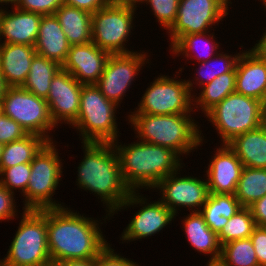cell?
Masks as SVG:
<instances>
[{
    "mask_svg": "<svg viewBox=\"0 0 266 266\" xmlns=\"http://www.w3.org/2000/svg\"><path fill=\"white\" fill-rule=\"evenodd\" d=\"M47 209V239L51 260L93 259L109 244L99 220L68 208Z\"/></svg>",
    "mask_w": 266,
    "mask_h": 266,
    "instance_id": "obj_1",
    "label": "cell"
},
{
    "mask_svg": "<svg viewBox=\"0 0 266 266\" xmlns=\"http://www.w3.org/2000/svg\"><path fill=\"white\" fill-rule=\"evenodd\" d=\"M84 158L77 167L79 188L99 196L106 205L104 221L113 216L131 194L124 182L117 153L112 143L84 142ZM109 216V217H108Z\"/></svg>",
    "mask_w": 266,
    "mask_h": 266,
    "instance_id": "obj_2",
    "label": "cell"
},
{
    "mask_svg": "<svg viewBox=\"0 0 266 266\" xmlns=\"http://www.w3.org/2000/svg\"><path fill=\"white\" fill-rule=\"evenodd\" d=\"M119 143L117 140L112 145L124 182L131 191L151 190L163 178L183 168L182 158L170 148L141 140L128 145Z\"/></svg>",
    "mask_w": 266,
    "mask_h": 266,
    "instance_id": "obj_3",
    "label": "cell"
},
{
    "mask_svg": "<svg viewBox=\"0 0 266 266\" xmlns=\"http://www.w3.org/2000/svg\"><path fill=\"white\" fill-rule=\"evenodd\" d=\"M191 116L131 113L127 117L138 140L170 148L180 157L183 154L186 157V154L189 155L204 143L201 126Z\"/></svg>",
    "mask_w": 266,
    "mask_h": 266,
    "instance_id": "obj_4",
    "label": "cell"
},
{
    "mask_svg": "<svg viewBox=\"0 0 266 266\" xmlns=\"http://www.w3.org/2000/svg\"><path fill=\"white\" fill-rule=\"evenodd\" d=\"M119 106L108 100L95 85H83L80 94V110L71 125L79 131L82 142L113 143L120 136L116 121Z\"/></svg>",
    "mask_w": 266,
    "mask_h": 266,
    "instance_id": "obj_5",
    "label": "cell"
},
{
    "mask_svg": "<svg viewBox=\"0 0 266 266\" xmlns=\"http://www.w3.org/2000/svg\"><path fill=\"white\" fill-rule=\"evenodd\" d=\"M18 230L0 266H37L50 258L47 209L23 210Z\"/></svg>",
    "mask_w": 266,
    "mask_h": 266,
    "instance_id": "obj_6",
    "label": "cell"
},
{
    "mask_svg": "<svg viewBox=\"0 0 266 266\" xmlns=\"http://www.w3.org/2000/svg\"><path fill=\"white\" fill-rule=\"evenodd\" d=\"M54 141L47 142L30 163L31 175L22 210H43L65 207L53 197L62 179L63 163ZM54 199V201H53ZM56 201V202H55ZM58 202V203H57ZM60 203V204H59Z\"/></svg>",
    "mask_w": 266,
    "mask_h": 266,
    "instance_id": "obj_7",
    "label": "cell"
},
{
    "mask_svg": "<svg viewBox=\"0 0 266 266\" xmlns=\"http://www.w3.org/2000/svg\"><path fill=\"white\" fill-rule=\"evenodd\" d=\"M205 117L215 127L221 144H228L235 137L260 127L261 101L233 92L210 109Z\"/></svg>",
    "mask_w": 266,
    "mask_h": 266,
    "instance_id": "obj_8",
    "label": "cell"
},
{
    "mask_svg": "<svg viewBox=\"0 0 266 266\" xmlns=\"http://www.w3.org/2000/svg\"><path fill=\"white\" fill-rule=\"evenodd\" d=\"M0 105L1 112L21 125L27 134L42 136L48 142L53 141L49 134L57 126L52 121L44 98L21 86L7 87Z\"/></svg>",
    "mask_w": 266,
    "mask_h": 266,
    "instance_id": "obj_9",
    "label": "cell"
},
{
    "mask_svg": "<svg viewBox=\"0 0 266 266\" xmlns=\"http://www.w3.org/2000/svg\"><path fill=\"white\" fill-rule=\"evenodd\" d=\"M136 10L132 6L107 4L93 13L92 42L110 54L133 53L128 50L126 43L134 28Z\"/></svg>",
    "mask_w": 266,
    "mask_h": 266,
    "instance_id": "obj_10",
    "label": "cell"
},
{
    "mask_svg": "<svg viewBox=\"0 0 266 266\" xmlns=\"http://www.w3.org/2000/svg\"><path fill=\"white\" fill-rule=\"evenodd\" d=\"M159 75L145 90L137 108L130 113L152 115L191 114L193 94L187 81L176 75ZM177 77L179 79L177 80Z\"/></svg>",
    "mask_w": 266,
    "mask_h": 266,
    "instance_id": "obj_11",
    "label": "cell"
},
{
    "mask_svg": "<svg viewBox=\"0 0 266 266\" xmlns=\"http://www.w3.org/2000/svg\"><path fill=\"white\" fill-rule=\"evenodd\" d=\"M225 0H180L169 35L170 48L184 35L210 31L229 14Z\"/></svg>",
    "mask_w": 266,
    "mask_h": 266,
    "instance_id": "obj_12",
    "label": "cell"
},
{
    "mask_svg": "<svg viewBox=\"0 0 266 266\" xmlns=\"http://www.w3.org/2000/svg\"><path fill=\"white\" fill-rule=\"evenodd\" d=\"M146 200L148 199L143 194L141 196L138 191H132L125 202L115 212L117 214L120 210L128 207L131 208L134 205L138 207V204L141 206L140 210L133 215L127 227L124 228L120 238L122 242L128 243V241L133 242L139 239L142 240V238L147 239L149 236H154L161 230L163 231L164 227L170 225L172 220L174 221L176 215L160 200L150 201V203H147Z\"/></svg>",
    "mask_w": 266,
    "mask_h": 266,
    "instance_id": "obj_13",
    "label": "cell"
},
{
    "mask_svg": "<svg viewBox=\"0 0 266 266\" xmlns=\"http://www.w3.org/2000/svg\"><path fill=\"white\" fill-rule=\"evenodd\" d=\"M148 57L141 50L128 54H110L104 72L95 85L108 100L119 105L140 69L149 63Z\"/></svg>",
    "mask_w": 266,
    "mask_h": 266,
    "instance_id": "obj_14",
    "label": "cell"
},
{
    "mask_svg": "<svg viewBox=\"0 0 266 266\" xmlns=\"http://www.w3.org/2000/svg\"><path fill=\"white\" fill-rule=\"evenodd\" d=\"M180 173L179 170L169 174L153 189H156V192L158 189L161 195L159 200L175 215L180 207L188 208V210L191 208V212H200L209 195L207 180L187 175L177 176Z\"/></svg>",
    "mask_w": 266,
    "mask_h": 266,
    "instance_id": "obj_15",
    "label": "cell"
},
{
    "mask_svg": "<svg viewBox=\"0 0 266 266\" xmlns=\"http://www.w3.org/2000/svg\"><path fill=\"white\" fill-rule=\"evenodd\" d=\"M83 84L69 72L60 69L52 78L47 98L50 115L56 126L71 125L77 120L80 110V94Z\"/></svg>",
    "mask_w": 266,
    "mask_h": 266,
    "instance_id": "obj_16",
    "label": "cell"
},
{
    "mask_svg": "<svg viewBox=\"0 0 266 266\" xmlns=\"http://www.w3.org/2000/svg\"><path fill=\"white\" fill-rule=\"evenodd\" d=\"M110 56L92 41L86 44L71 45L61 66L83 85L96 84L104 72Z\"/></svg>",
    "mask_w": 266,
    "mask_h": 266,
    "instance_id": "obj_17",
    "label": "cell"
},
{
    "mask_svg": "<svg viewBox=\"0 0 266 266\" xmlns=\"http://www.w3.org/2000/svg\"><path fill=\"white\" fill-rule=\"evenodd\" d=\"M206 170L209 194H235L244 165L227 145L216 148Z\"/></svg>",
    "mask_w": 266,
    "mask_h": 266,
    "instance_id": "obj_18",
    "label": "cell"
},
{
    "mask_svg": "<svg viewBox=\"0 0 266 266\" xmlns=\"http://www.w3.org/2000/svg\"><path fill=\"white\" fill-rule=\"evenodd\" d=\"M9 12L0 7V43L34 47L38 38L42 15L12 7Z\"/></svg>",
    "mask_w": 266,
    "mask_h": 266,
    "instance_id": "obj_19",
    "label": "cell"
},
{
    "mask_svg": "<svg viewBox=\"0 0 266 266\" xmlns=\"http://www.w3.org/2000/svg\"><path fill=\"white\" fill-rule=\"evenodd\" d=\"M240 52L235 66V92L263 101L266 99V62L250 49Z\"/></svg>",
    "mask_w": 266,
    "mask_h": 266,
    "instance_id": "obj_20",
    "label": "cell"
},
{
    "mask_svg": "<svg viewBox=\"0 0 266 266\" xmlns=\"http://www.w3.org/2000/svg\"><path fill=\"white\" fill-rule=\"evenodd\" d=\"M36 55L32 46L0 43V71L8 87L23 85Z\"/></svg>",
    "mask_w": 266,
    "mask_h": 266,
    "instance_id": "obj_21",
    "label": "cell"
},
{
    "mask_svg": "<svg viewBox=\"0 0 266 266\" xmlns=\"http://www.w3.org/2000/svg\"><path fill=\"white\" fill-rule=\"evenodd\" d=\"M70 46L55 14L42 15L38 38L34 46L37 55L55 61L62 66Z\"/></svg>",
    "mask_w": 266,
    "mask_h": 266,
    "instance_id": "obj_22",
    "label": "cell"
},
{
    "mask_svg": "<svg viewBox=\"0 0 266 266\" xmlns=\"http://www.w3.org/2000/svg\"><path fill=\"white\" fill-rule=\"evenodd\" d=\"M185 235L189 245L203 253L205 256L210 254V260H217L221 257V245L218 235L213 232L206 224L200 212H190L182 221Z\"/></svg>",
    "mask_w": 266,
    "mask_h": 266,
    "instance_id": "obj_23",
    "label": "cell"
},
{
    "mask_svg": "<svg viewBox=\"0 0 266 266\" xmlns=\"http://www.w3.org/2000/svg\"><path fill=\"white\" fill-rule=\"evenodd\" d=\"M227 145L244 167L266 169V130L261 126L235 137Z\"/></svg>",
    "mask_w": 266,
    "mask_h": 266,
    "instance_id": "obj_24",
    "label": "cell"
},
{
    "mask_svg": "<svg viewBox=\"0 0 266 266\" xmlns=\"http://www.w3.org/2000/svg\"><path fill=\"white\" fill-rule=\"evenodd\" d=\"M55 16L70 45L86 44L92 41V14L63 4L56 10Z\"/></svg>",
    "mask_w": 266,
    "mask_h": 266,
    "instance_id": "obj_25",
    "label": "cell"
},
{
    "mask_svg": "<svg viewBox=\"0 0 266 266\" xmlns=\"http://www.w3.org/2000/svg\"><path fill=\"white\" fill-rule=\"evenodd\" d=\"M242 207L235 194H209L200 213L208 227L218 235L228 219Z\"/></svg>",
    "mask_w": 266,
    "mask_h": 266,
    "instance_id": "obj_26",
    "label": "cell"
},
{
    "mask_svg": "<svg viewBox=\"0 0 266 266\" xmlns=\"http://www.w3.org/2000/svg\"><path fill=\"white\" fill-rule=\"evenodd\" d=\"M214 34L207 31L204 33L184 35L169 50L173 53L172 55H177V57L182 54L186 58L197 59V64L206 62L218 53L217 49H220L219 42L214 40L216 39ZM198 44L201 45L199 46ZM198 46L201 48L200 50L197 49ZM196 50H199L198 55H192Z\"/></svg>",
    "mask_w": 266,
    "mask_h": 266,
    "instance_id": "obj_27",
    "label": "cell"
},
{
    "mask_svg": "<svg viewBox=\"0 0 266 266\" xmlns=\"http://www.w3.org/2000/svg\"><path fill=\"white\" fill-rule=\"evenodd\" d=\"M47 142L42 136L27 134L19 140L4 144L0 169H6L18 164L31 163L35 155Z\"/></svg>",
    "mask_w": 266,
    "mask_h": 266,
    "instance_id": "obj_28",
    "label": "cell"
},
{
    "mask_svg": "<svg viewBox=\"0 0 266 266\" xmlns=\"http://www.w3.org/2000/svg\"><path fill=\"white\" fill-rule=\"evenodd\" d=\"M236 72H227L201 87L199 95H193V108L204 115L229 94L235 92ZM199 108V109H198Z\"/></svg>",
    "mask_w": 266,
    "mask_h": 266,
    "instance_id": "obj_29",
    "label": "cell"
},
{
    "mask_svg": "<svg viewBox=\"0 0 266 266\" xmlns=\"http://www.w3.org/2000/svg\"><path fill=\"white\" fill-rule=\"evenodd\" d=\"M61 69V66L48 58L36 55L31 63L26 81L21 86L23 89L46 99L52 78Z\"/></svg>",
    "mask_w": 266,
    "mask_h": 266,
    "instance_id": "obj_30",
    "label": "cell"
},
{
    "mask_svg": "<svg viewBox=\"0 0 266 266\" xmlns=\"http://www.w3.org/2000/svg\"><path fill=\"white\" fill-rule=\"evenodd\" d=\"M266 195V169L244 167L235 197L243 207H250Z\"/></svg>",
    "mask_w": 266,
    "mask_h": 266,
    "instance_id": "obj_31",
    "label": "cell"
},
{
    "mask_svg": "<svg viewBox=\"0 0 266 266\" xmlns=\"http://www.w3.org/2000/svg\"><path fill=\"white\" fill-rule=\"evenodd\" d=\"M240 54L241 53L239 52V53H236L234 55H228V53L226 54L224 52H220V53H217L210 60H208L206 62H201L200 63L201 66L199 65L198 70H196L197 74L195 76H198V77H195V79L194 80L192 79V81L190 80V78L188 80H186L191 93L193 95L197 94L194 92L193 88H195V87H193V84L194 85L196 84L197 86L199 85L198 88H200V87L210 83L216 77H219L220 75H222L224 73L236 72L235 66H236V63H237V60H238ZM215 63H216V65H215ZM193 81H195V82H193Z\"/></svg>",
    "mask_w": 266,
    "mask_h": 266,
    "instance_id": "obj_32",
    "label": "cell"
},
{
    "mask_svg": "<svg viewBox=\"0 0 266 266\" xmlns=\"http://www.w3.org/2000/svg\"><path fill=\"white\" fill-rule=\"evenodd\" d=\"M255 227V220L250 208L242 207L228 219L227 224L218 234L219 243L222 246L233 240L249 238Z\"/></svg>",
    "mask_w": 266,
    "mask_h": 266,
    "instance_id": "obj_33",
    "label": "cell"
},
{
    "mask_svg": "<svg viewBox=\"0 0 266 266\" xmlns=\"http://www.w3.org/2000/svg\"><path fill=\"white\" fill-rule=\"evenodd\" d=\"M220 260L226 266H259L250 237L222 245Z\"/></svg>",
    "mask_w": 266,
    "mask_h": 266,
    "instance_id": "obj_34",
    "label": "cell"
},
{
    "mask_svg": "<svg viewBox=\"0 0 266 266\" xmlns=\"http://www.w3.org/2000/svg\"><path fill=\"white\" fill-rule=\"evenodd\" d=\"M31 175L30 163L18 164L6 169H0V184L10 192L18 189L24 194Z\"/></svg>",
    "mask_w": 266,
    "mask_h": 266,
    "instance_id": "obj_35",
    "label": "cell"
},
{
    "mask_svg": "<svg viewBox=\"0 0 266 266\" xmlns=\"http://www.w3.org/2000/svg\"><path fill=\"white\" fill-rule=\"evenodd\" d=\"M179 1L180 0H143L141 4H149L153 15L156 17V22L168 32L176 20Z\"/></svg>",
    "mask_w": 266,
    "mask_h": 266,
    "instance_id": "obj_36",
    "label": "cell"
},
{
    "mask_svg": "<svg viewBox=\"0 0 266 266\" xmlns=\"http://www.w3.org/2000/svg\"><path fill=\"white\" fill-rule=\"evenodd\" d=\"M26 135L27 133L21 125L0 112V143L8 144Z\"/></svg>",
    "mask_w": 266,
    "mask_h": 266,
    "instance_id": "obj_37",
    "label": "cell"
},
{
    "mask_svg": "<svg viewBox=\"0 0 266 266\" xmlns=\"http://www.w3.org/2000/svg\"><path fill=\"white\" fill-rule=\"evenodd\" d=\"M63 4L64 0H21L17 8L41 15H52Z\"/></svg>",
    "mask_w": 266,
    "mask_h": 266,
    "instance_id": "obj_38",
    "label": "cell"
},
{
    "mask_svg": "<svg viewBox=\"0 0 266 266\" xmlns=\"http://www.w3.org/2000/svg\"><path fill=\"white\" fill-rule=\"evenodd\" d=\"M95 266H139V264L117 254L111 244H108L95 258Z\"/></svg>",
    "mask_w": 266,
    "mask_h": 266,
    "instance_id": "obj_39",
    "label": "cell"
},
{
    "mask_svg": "<svg viewBox=\"0 0 266 266\" xmlns=\"http://www.w3.org/2000/svg\"><path fill=\"white\" fill-rule=\"evenodd\" d=\"M15 193L10 192L6 187L0 184V221L12 220L18 212L16 210ZM16 215V216H15Z\"/></svg>",
    "mask_w": 266,
    "mask_h": 266,
    "instance_id": "obj_40",
    "label": "cell"
},
{
    "mask_svg": "<svg viewBox=\"0 0 266 266\" xmlns=\"http://www.w3.org/2000/svg\"><path fill=\"white\" fill-rule=\"evenodd\" d=\"M259 266H266V232L261 226H256L250 236Z\"/></svg>",
    "mask_w": 266,
    "mask_h": 266,
    "instance_id": "obj_41",
    "label": "cell"
},
{
    "mask_svg": "<svg viewBox=\"0 0 266 266\" xmlns=\"http://www.w3.org/2000/svg\"><path fill=\"white\" fill-rule=\"evenodd\" d=\"M64 4L93 14L108 3L106 0H64Z\"/></svg>",
    "mask_w": 266,
    "mask_h": 266,
    "instance_id": "obj_42",
    "label": "cell"
},
{
    "mask_svg": "<svg viewBox=\"0 0 266 266\" xmlns=\"http://www.w3.org/2000/svg\"><path fill=\"white\" fill-rule=\"evenodd\" d=\"M256 226L266 224V195L256 200L250 207Z\"/></svg>",
    "mask_w": 266,
    "mask_h": 266,
    "instance_id": "obj_43",
    "label": "cell"
},
{
    "mask_svg": "<svg viewBox=\"0 0 266 266\" xmlns=\"http://www.w3.org/2000/svg\"><path fill=\"white\" fill-rule=\"evenodd\" d=\"M250 51L253 52L259 59L266 62V29L260 40H257V43Z\"/></svg>",
    "mask_w": 266,
    "mask_h": 266,
    "instance_id": "obj_44",
    "label": "cell"
},
{
    "mask_svg": "<svg viewBox=\"0 0 266 266\" xmlns=\"http://www.w3.org/2000/svg\"><path fill=\"white\" fill-rule=\"evenodd\" d=\"M63 266H95V258L93 259H76L61 262Z\"/></svg>",
    "mask_w": 266,
    "mask_h": 266,
    "instance_id": "obj_45",
    "label": "cell"
},
{
    "mask_svg": "<svg viewBox=\"0 0 266 266\" xmlns=\"http://www.w3.org/2000/svg\"><path fill=\"white\" fill-rule=\"evenodd\" d=\"M106 1L108 4L111 5L132 6L137 8L139 7V5L142 3L143 0H106Z\"/></svg>",
    "mask_w": 266,
    "mask_h": 266,
    "instance_id": "obj_46",
    "label": "cell"
},
{
    "mask_svg": "<svg viewBox=\"0 0 266 266\" xmlns=\"http://www.w3.org/2000/svg\"><path fill=\"white\" fill-rule=\"evenodd\" d=\"M260 126L266 130V99L261 101V122Z\"/></svg>",
    "mask_w": 266,
    "mask_h": 266,
    "instance_id": "obj_47",
    "label": "cell"
},
{
    "mask_svg": "<svg viewBox=\"0 0 266 266\" xmlns=\"http://www.w3.org/2000/svg\"><path fill=\"white\" fill-rule=\"evenodd\" d=\"M7 87L8 86L6 85L4 78L2 76V73L0 71V102L2 101V99L4 97V94H5Z\"/></svg>",
    "mask_w": 266,
    "mask_h": 266,
    "instance_id": "obj_48",
    "label": "cell"
},
{
    "mask_svg": "<svg viewBox=\"0 0 266 266\" xmlns=\"http://www.w3.org/2000/svg\"><path fill=\"white\" fill-rule=\"evenodd\" d=\"M21 2V0H0V4L3 5H9V3L11 4V8L12 7H17L19 5V3ZM5 3V4H4ZM0 5V6H1Z\"/></svg>",
    "mask_w": 266,
    "mask_h": 266,
    "instance_id": "obj_49",
    "label": "cell"
},
{
    "mask_svg": "<svg viewBox=\"0 0 266 266\" xmlns=\"http://www.w3.org/2000/svg\"><path fill=\"white\" fill-rule=\"evenodd\" d=\"M207 261L208 263L206 264V266H226L220 259L217 260H210Z\"/></svg>",
    "mask_w": 266,
    "mask_h": 266,
    "instance_id": "obj_50",
    "label": "cell"
},
{
    "mask_svg": "<svg viewBox=\"0 0 266 266\" xmlns=\"http://www.w3.org/2000/svg\"><path fill=\"white\" fill-rule=\"evenodd\" d=\"M37 266H63L60 261H55V260H49L45 263H42L41 265Z\"/></svg>",
    "mask_w": 266,
    "mask_h": 266,
    "instance_id": "obj_51",
    "label": "cell"
},
{
    "mask_svg": "<svg viewBox=\"0 0 266 266\" xmlns=\"http://www.w3.org/2000/svg\"><path fill=\"white\" fill-rule=\"evenodd\" d=\"M3 147H4V145L2 143H0V160H1V154H2V151H3Z\"/></svg>",
    "mask_w": 266,
    "mask_h": 266,
    "instance_id": "obj_52",
    "label": "cell"
},
{
    "mask_svg": "<svg viewBox=\"0 0 266 266\" xmlns=\"http://www.w3.org/2000/svg\"><path fill=\"white\" fill-rule=\"evenodd\" d=\"M262 1L263 5L265 6V9H266V0H260Z\"/></svg>",
    "mask_w": 266,
    "mask_h": 266,
    "instance_id": "obj_53",
    "label": "cell"
},
{
    "mask_svg": "<svg viewBox=\"0 0 266 266\" xmlns=\"http://www.w3.org/2000/svg\"><path fill=\"white\" fill-rule=\"evenodd\" d=\"M261 227L264 229V231L266 232V224L261 225Z\"/></svg>",
    "mask_w": 266,
    "mask_h": 266,
    "instance_id": "obj_54",
    "label": "cell"
},
{
    "mask_svg": "<svg viewBox=\"0 0 266 266\" xmlns=\"http://www.w3.org/2000/svg\"><path fill=\"white\" fill-rule=\"evenodd\" d=\"M227 1V4H232L231 0H225Z\"/></svg>",
    "mask_w": 266,
    "mask_h": 266,
    "instance_id": "obj_55",
    "label": "cell"
}]
</instances>
